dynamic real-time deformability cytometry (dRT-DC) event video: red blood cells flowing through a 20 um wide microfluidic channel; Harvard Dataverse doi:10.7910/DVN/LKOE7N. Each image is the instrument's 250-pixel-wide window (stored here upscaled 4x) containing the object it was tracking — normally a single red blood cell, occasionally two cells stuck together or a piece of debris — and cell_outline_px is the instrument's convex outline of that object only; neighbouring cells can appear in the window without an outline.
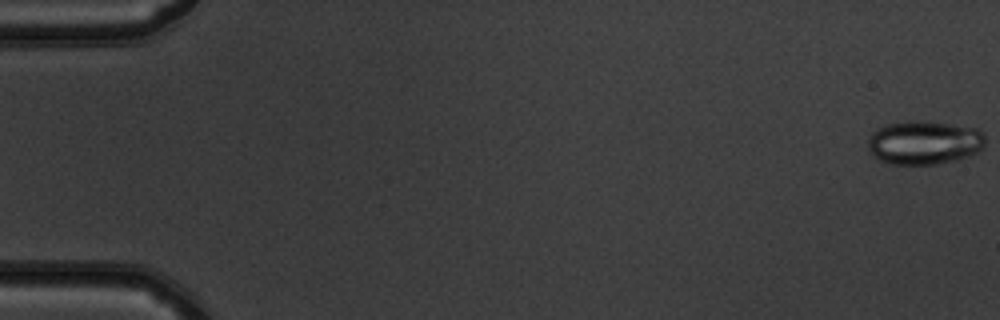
{"species": "common noctule bat (a hibernating species)", "species_latin": "Nyctalus noctula", "temperature_condition": "warm", "stored_images_in_passage": 51, "camera_frame_rate_fps": 3000, "um_per_image_px": 0.085, "animal": {"sex": "male", "body_mass_g": 19.5, "forearm_length_mm": 54.6}, "frame": {"image": 1, "passage_image": 1, "time_ms": 0.0, "image_size_px": [1000, 320], "cell_outline_px": [[984, 148], [968, 156], [956, 160], [936, 164], [892, 164], [880, 160], [868, 152], [868, 140], [872, 132], [888, 124], [912, 120], [948, 124], [976, 128], [984, 136]], "centroid_in_image_um": [78.54, 12.13], "position_along_channel_um": 6.5, "area_um2": 29.65}}
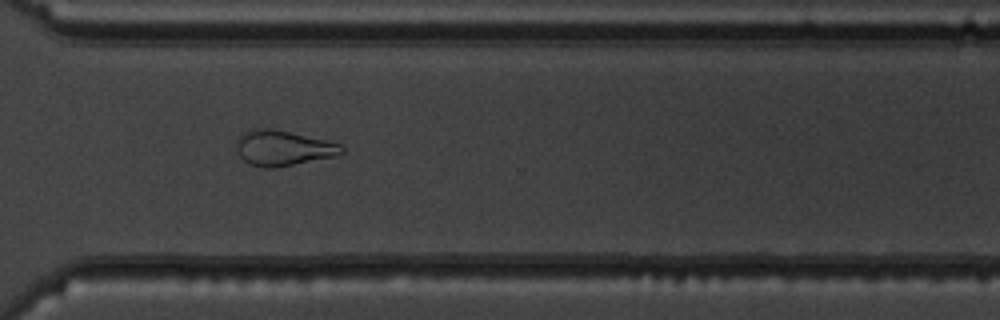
{"frame": {"image": 2, "passage_image": 38, "time_ms": 12.333, "image_size_px": [1000, 320], "cell_outline_px": [[344, 152], [336, 156], [276, 168], [264, 168], [248, 164], [240, 156], [236, 148], [236, 144], [240, 136], [244, 132], [264, 128], [268, 128], [288, 132], [324, 140], [340, 144], [344, 148]], "centroid_in_image_um": [24.06, 12.61], "position_along_channel_um": 346.5, "area_um2": 21.33}}
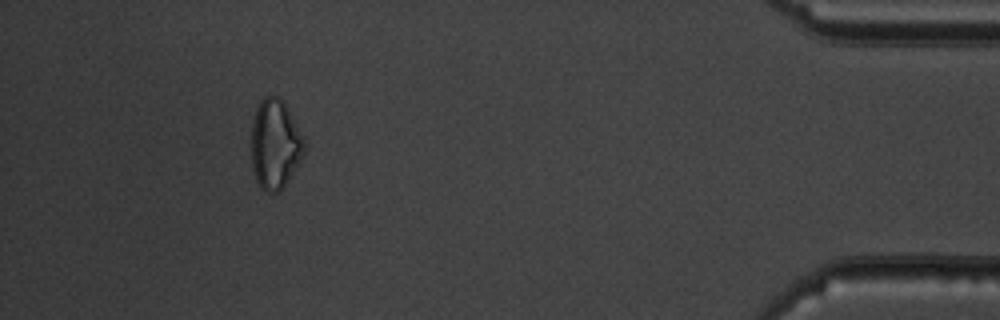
{"frame": {"image": 3, "passage_image": 47, "time_ms": 15.333, "image_size_px": [1000, 320], "cell_outline_px": [[304, 152], [296, 168], [284, 188], [280, 192], [268, 192], [260, 188], [256, 180], [252, 168], [252, 120], [256, 108], [260, 100], [264, 96], [280, 96], [304, 140]], "centroid_in_image_um": [23.35, 12.29], "position_along_channel_um": 411.8, "area_um2": 27.46}, "authors_computed_cell_mechanics": {"area_um2": 26.4724, "velocity_mm_per_s": 4.0512, "shape_relaxation_time_tau1_ms": null, "shape_relaxation_time_tau2_ms": 3.1529, "deformation_change_tau1": null, "deformation_change_tau2": 0.1055}}